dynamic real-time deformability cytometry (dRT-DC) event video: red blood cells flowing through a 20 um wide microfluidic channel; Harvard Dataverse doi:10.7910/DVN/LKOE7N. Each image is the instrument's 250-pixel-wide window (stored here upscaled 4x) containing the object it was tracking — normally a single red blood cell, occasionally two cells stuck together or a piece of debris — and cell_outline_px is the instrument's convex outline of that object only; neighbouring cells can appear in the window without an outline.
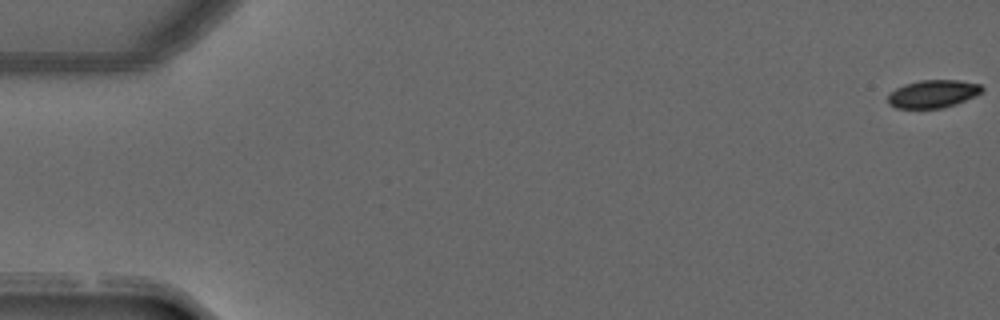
{"species": "common noctule bat (a hibernating species)", "species_latin": "Nyctalus noctula", "temperature_condition": "warm", "stored_images_in_passage": 52, "camera_frame_rate_fps": 3000, "um_per_image_px": 0.085, "animal": {"sex": "male", "forearm_length_mm": 52.5}, "frame": {"image": 1, "passage_image": 1, "time_ms": 0.0, "image_size_px": [1000, 320], "cell_outline_px": [[984, 88], [980, 92], [956, 104], [944, 108], [896, 108], [888, 104], [888, 92], [904, 84], [920, 80], [960, 80], [980, 84]], "centroid_in_image_um": [79.25, 7.97], "position_along_channel_um": 5.7, "area_um2": 15.26}}
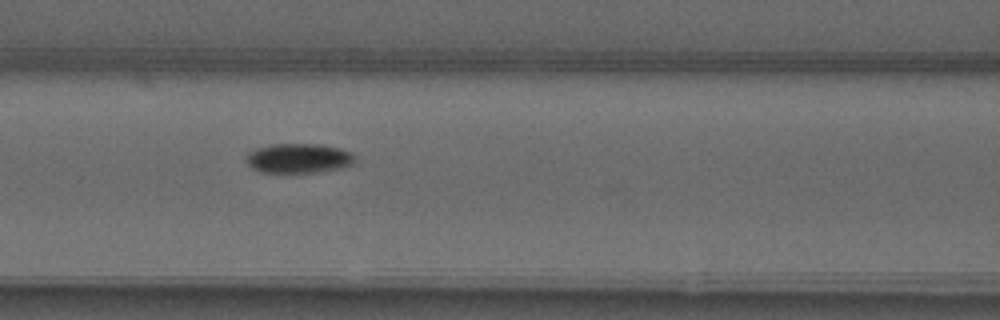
{"frame": {"image": 2, "passage_image": 23, "time_ms": 7.333, "image_size_px": [1000, 320], "cell_outline_px": [[356, 164], [344, 168], [320, 172], [260, 172], [252, 168], [244, 160], [244, 156], [248, 152], [256, 148], [272, 144], [320, 144], [340, 148], [352, 152], [356, 156]], "centroid_in_image_um": [25.42, 13.45], "position_along_channel_um": 141.2, "area_um2": 19.25}}
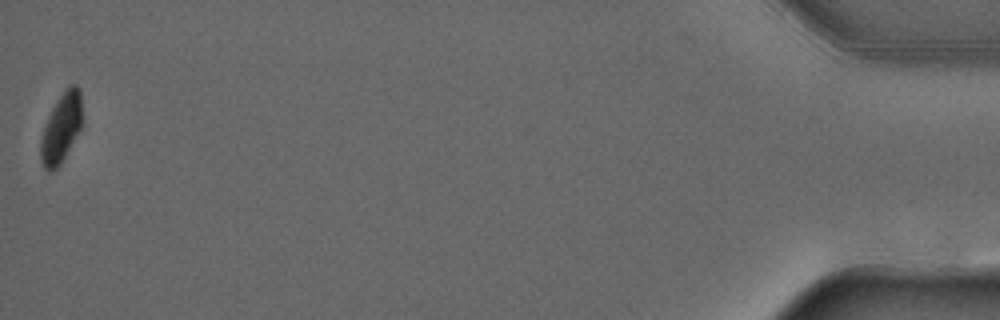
{"frame": {"image": 3, "passage_image": 52, "time_ms": 17.0, "image_size_px": [1000, 320], "cell_outline_px": [[84, 124], [80, 132], [60, 164], [52, 172], [48, 172], [44, 168], [40, 160], [40, 136], [48, 116], [56, 100], [64, 88], [68, 84], [76, 84], [80, 88], [84, 120]], "centroid_in_image_um": [5.24, 10.83], "position_along_channel_um": 430.0, "area_um2": 17.63}}